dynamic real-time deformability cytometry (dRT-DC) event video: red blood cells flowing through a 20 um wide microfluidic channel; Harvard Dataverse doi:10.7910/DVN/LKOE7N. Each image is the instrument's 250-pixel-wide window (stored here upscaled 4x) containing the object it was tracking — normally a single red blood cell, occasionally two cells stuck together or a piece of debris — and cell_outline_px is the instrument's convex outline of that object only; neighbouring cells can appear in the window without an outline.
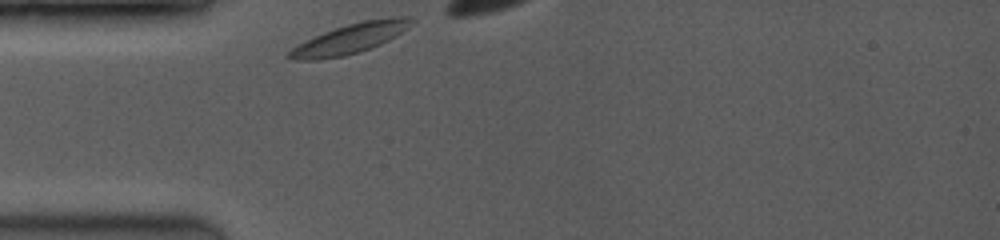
{"species": "common noctule bat (a hibernating species)", "species_latin": "Nyctalus noctula", "temperature_condition": "room temperature", "stored_images_in_passage": 9, "camera_frame_rate_fps": 3500, "um_per_image_px": 0.085, "animal": {"sex": "female", "body_mass_g": 19.0, "forearm_length_mm": 53.3}, "frame": {"image": 1, "passage_image": 1, "time_ms": 0.0, "image_size_px": [1000, 240], "cell_outline_px": [[416, 20], [408, 28], [396, 36], [380, 44], [360, 52], [344, 56], [316, 60], [296, 60], [284, 56], [292, 48], [324, 32], [348, 24], [364, 20], [392, 16], [408, 16]], "centroid_in_image_um": [29.82, 3.27], "position_along_channel_um": 55.2, "area_um2": 21.21}}
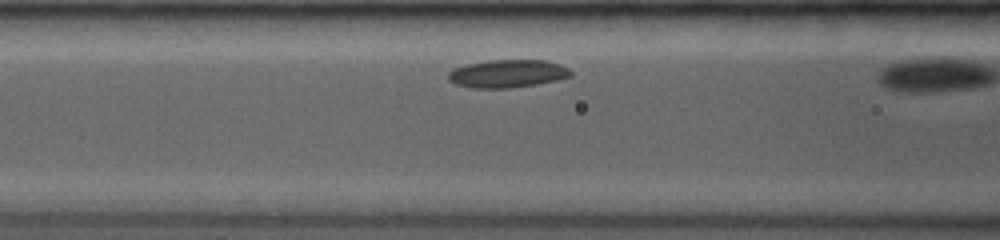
{"frame": {"image": 2, "passage_image": 8, "time_ms": 2.0, "image_size_px": [1000, 240], "cell_outline_px": [[572, 76], [556, 80], [536, 84], [512, 88], [472, 88], [456, 84], [448, 80], [448, 72], [452, 68], [468, 64], [488, 60], [548, 60], [560, 64], [568, 68], [572, 72]], "centroid_in_image_um": [43.13, 6.25], "position_along_channel_um": 123.5, "area_um2": 20.06}}